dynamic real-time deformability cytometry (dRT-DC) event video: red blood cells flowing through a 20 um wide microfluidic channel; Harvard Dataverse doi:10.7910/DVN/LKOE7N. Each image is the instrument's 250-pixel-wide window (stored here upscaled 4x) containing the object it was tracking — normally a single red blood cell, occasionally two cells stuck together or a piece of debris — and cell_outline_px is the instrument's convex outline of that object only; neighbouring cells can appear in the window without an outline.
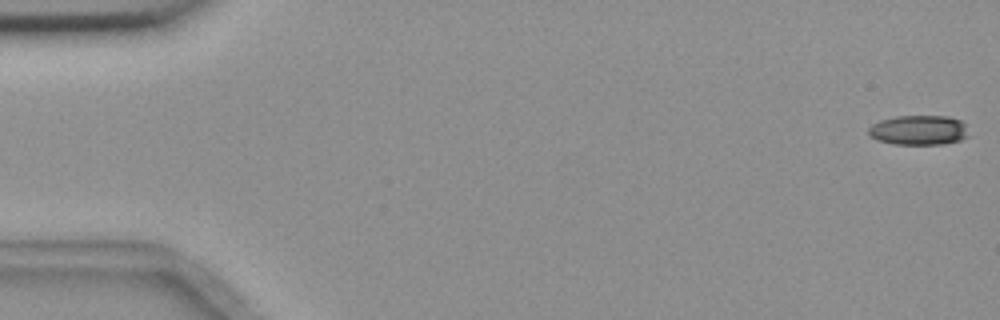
{"species": "common noctule bat (a hibernating species)", "species_latin": "Nyctalus noctula", "temperature_condition": "room temperature", "stored_images_in_passage": 14, "camera_frame_rate_fps": 3000, "um_per_image_px": 0.085, "animal": {"sex": "female", "body_mass_g": 18.4}, "frame": {"image": 1, "passage_image": 1, "time_ms": 0.0, "image_size_px": [1000, 320], "cell_outline_px": [[972, 136], [960, 140], [944, 144], [892, 144], [876, 140], [868, 136], [868, 128], [872, 124], [880, 120], [896, 116], [948, 116], [960, 120], [964, 124]], "centroid_in_image_um": [78.1, 11.07], "position_along_channel_um": 6.9, "area_um2": 17.69}}
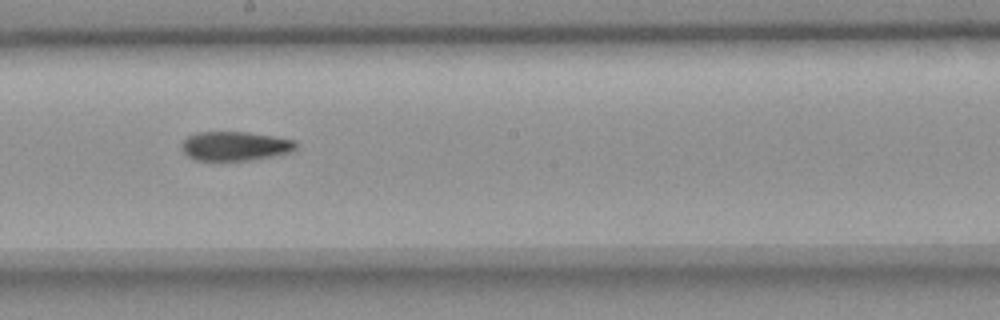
{"frame": {"image": 2, "passage_image": 9, "time_ms": 10.0, "image_size_px": [1000, 320], "cell_outline_px": [[296, 148], [292, 152], [252, 160], [196, 160], [188, 156], [180, 148], [180, 144], [188, 136], [196, 132], [248, 132], [296, 140]], "centroid_in_image_um": [19.97, 12.41], "position_along_channel_um": 228.2, "area_um2": 19.48}}
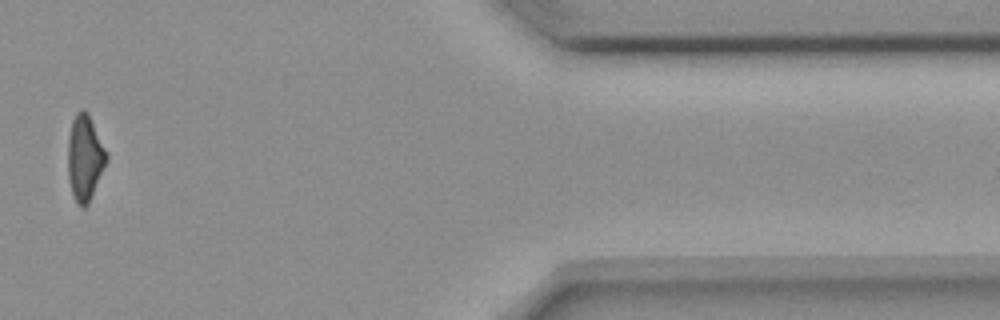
{"frame": {"image": 3, "passage_image": 14, "time_ms": 16.0, "image_size_px": [1000, 320], "cell_outline_px": [[108, 160], [88, 204], [84, 208], [80, 208], [76, 204], [72, 192], [68, 176], [68, 136], [72, 120], [76, 112], [80, 108], [84, 108], [88, 112], [108, 156]], "centroid_in_image_um": [7.2, 13.41], "position_along_channel_um": 404.2, "area_um2": 19.36}}